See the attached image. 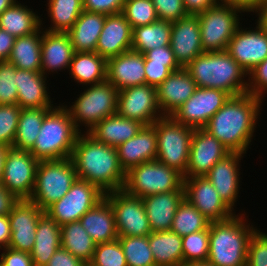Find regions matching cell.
<instances>
[{"instance_id": "74e56055", "label": "cell", "mask_w": 267, "mask_h": 266, "mask_svg": "<svg viewBox=\"0 0 267 266\" xmlns=\"http://www.w3.org/2000/svg\"><path fill=\"white\" fill-rule=\"evenodd\" d=\"M61 247L88 265L93 258L96 243L80 221H74L61 225Z\"/></svg>"}, {"instance_id": "e0dca14e", "label": "cell", "mask_w": 267, "mask_h": 266, "mask_svg": "<svg viewBox=\"0 0 267 266\" xmlns=\"http://www.w3.org/2000/svg\"><path fill=\"white\" fill-rule=\"evenodd\" d=\"M44 212L29 199L18 200L8 214L11 230L8 247L30 253L35 243L38 220Z\"/></svg>"}, {"instance_id": "8992f818", "label": "cell", "mask_w": 267, "mask_h": 266, "mask_svg": "<svg viewBox=\"0 0 267 266\" xmlns=\"http://www.w3.org/2000/svg\"><path fill=\"white\" fill-rule=\"evenodd\" d=\"M78 179L70 158L39 161L35 186L29 200L42 210L60 200Z\"/></svg>"}, {"instance_id": "91938a15", "label": "cell", "mask_w": 267, "mask_h": 266, "mask_svg": "<svg viewBox=\"0 0 267 266\" xmlns=\"http://www.w3.org/2000/svg\"><path fill=\"white\" fill-rule=\"evenodd\" d=\"M18 199L0 183V215H8Z\"/></svg>"}, {"instance_id": "ba28073f", "label": "cell", "mask_w": 267, "mask_h": 266, "mask_svg": "<svg viewBox=\"0 0 267 266\" xmlns=\"http://www.w3.org/2000/svg\"><path fill=\"white\" fill-rule=\"evenodd\" d=\"M183 175L154 160L132 167L126 173L124 190L136 197L166 193L183 188Z\"/></svg>"}, {"instance_id": "d4e9b609", "label": "cell", "mask_w": 267, "mask_h": 266, "mask_svg": "<svg viewBox=\"0 0 267 266\" xmlns=\"http://www.w3.org/2000/svg\"><path fill=\"white\" fill-rule=\"evenodd\" d=\"M117 148L121 167L127 173L132 167L154 161L157 156V134L153 125L143 126L131 139Z\"/></svg>"}, {"instance_id": "603a6c76", "label": "cell", "mask_w": 267, "mask_h": 266, "mask_svg": "<svg viewBox=\"0 0 267 266\" xmlns=\"http://www.w3.org/2000/svg\"><path fill=\"white\" fill-rule=\"evenodd\" d=\"M132 32V26L121 12L106 15L95 52L107 60L131 50Z\"/></svg>"}, {"instance_id": "e575fe53", "label": "cell", "mask_w": 267, "mask_h": 266, "mask_svg": "<svg viewBox=\"0 0 267 266\" xmlns=\"http://www.w3.org/2000/svg\"><path fill=\"white\" fill-rule=\"evenodd\" d=\"M43 30L41 27L34 33L26 36L16 37L9 63L17 69L41 72V44Z\"/></svg>"}, {"instance_id": "ab89813d", "label": "cell", "mask_w": 267, "mask_h": 266, "mask_svg": "<svg viewBox=\"0 0 267 266\" xmlns=\"http://www.w3.org/2000/svg\"><path fill=\"white\" fill-rule=\"evenodd\" d=\"M48 14L52 26L49 32H67L84 10L83 0H48Z\"/></svg>"}, {"instance_id": "2e32d148", "label": "cell", "mask_w": 267, "mask_h": 266, "mask_svg": "<svg viewBox=\"0 0 267 266\" xmlns=\"http://www.w3.org/2000/svg\"><path fill=\"white\" fill-rule=\"evenodd\" d=\"M183 179L184 197L208 220L225 221L235 215L205 176Z\"/></svg>"}, {"instance_id": "816d5d0a", "label": "cell", "mask_w": 267, "mask_h": 266, "mask_svg": "<svg viewBox=\"0 0 267 266\" xmlns=\"http://www.w3.org/2000/svg\"><path fill=\"white\" fill-rule=\"evenodd\" d=\"M144 60H151V63L166 64L173 72L182 68L176 61L170 45L156 47L145 52Z\"/></svg>"}, {"instance_id": "8fae6325", "label": "cell", "mask_w": 267, "mask_h": 266, "mask_svg": "<svg viewBox=\"0 0 267 266\" xmlns=\"http://www.w3.org/2000/svg\"><path fill=\"white\" fill-rule=\"evenodd\" d=\"M104 196L105 193L95 185L77 179L70 190L60 200L50 205L45 212L61 226L79 221L86 212L104 199Z\"/></svg>"}, {"instance_id": "ffe728a7", "label": "cell", "mask_w": 267, "mask_h": 266, "mask_svg": "<svg viewBox=\"0 0 267 266\" xmlns=\"http://www.w3.org/2000/svg\"><path fill=\"white\" fill-rule=\"evenodd\" d=\"M170 46L182 68L204 52L197 15L188 14L172 22Z\"/></svg>"}, {"instance_id": "44dd1931", "label": "cell", "mask_w": 267, "mask_h": 266, "mask_svg": "<svg viewBox=\"0 0 267 266\" xmlns=\"http://www.w3.org/2000/svg\"><path fill=\"white\" fill-rule=\"evenodd\" d=\"M106 80L118 91L146 84L144 54L129 50L107 59Z\"/></svg>"}, {"instance_id": "680465c9", "label": "cell", "mask_w": 267, "mask_h": 266, "mask_svg": "<svg viewBox=\"0 0 267 266\" xmlns=\"http://www.w3.org/2000/svg\"><path fill=\"white\" fill-rule=\"evenodd\" d=\"M15 38L7 31L0 29V62L9 60Z\"/></svg>"}, {"instance_id": "cb8c5ba5", "label": "cell", "mask_w": 267, "mask_h": 266, "mask_svg": "<svg viewBox=\"0 0 267 266\" xmlns=\"http://www.w3.org/2000/svg\"><path fill=\"white\" fill-rule=\"evenodd\" d=\"M197 88V84L184 68L172 72L156 87L157 101L162 115L171 116L195 93Z\"/></svg>"}, {"instance_id": "1f68e13d", "label": "cell", "mask_w": 267, "mask_h": 266, "mask_svg": "<svg viewBox=\"0 0 267 266\" xmlns=\"http://www.w3.org/2000/svg\"><path fill=\"white\" fill-rule=\"evenodd\" d=\"M61 247V226L44 212L36 228L35 243L30 252L34 266H45Z\"/></svg>"}, {"instance_id": "9f6ffc18", "label": "cell", "mask_w": 267, "mask_h": 266, "mask_svg": "<svg viewBox=\"0 0 267 266\" xmlns=\"http://www.w3.org/2000/svg\"><path fill=\"white\" fill-rule=\"evenodd\" d=\"M45 266H88L81 259L76 258L72 253L60 247L51 256Z\"/></svg>"}, {"instance_id": "4dcf8cb0", "label": "cell", "mask_w": 267, "mask_h": 266, "mask_svg": "<svg viewBox=\"0 0 267 266\" xmlns=\"http://www.w3.org/2000/svg\"><path fill=\"white\" fill-rule=\"evenodd\" d=\"M106 15L83 10L67 31L75 52H95Z\"/></svg>"}, {"instance_id": "c3c4849f", "label": "cell", "mask_w": 267, "mask_h": 266, "mask_svg": "<svg viewBox=\"0 0 267 266\" xmlns=\"http://www.w3.org/2000/svg\"><path fill=\"white\" fill-rule=\"evenodd\" d=\"M246 266H267V234L260 230L256 229L250 238Z\"/></svg>"}, {"instance_id": "b9f144b4", "label": "cell", "mask_w": 267, "mask_h": 266, "mask_svg": "<svg viewBox=\"0 0 267 266\" xmlns=\"http://www.w3.org/2000/svg\"><path fill=\"white\" fill-rule=\"evenodd\" d=\"M127 266H156L148 236H119Z\"/></svg>"}, {"instance_id": "6f0895ef", "label": "cell", "mask_w": 267, "mask_h": 266, "mask_svg": "<svg viewBox=\"0 0 267 266\" xmlns=\"http://www.w3.org/2000/svg\"><path fill=\"white\" fill-rule=\"evenodd\" d=\"M217 0H183L185 10L188 14L197 15L217 4Z\"/></svg>"}, {"instance_id": "52a82bcc", "label": "cell", "mask_w": 267, "mask_h": 266, "mask_svg": "<svg viewBox=\"0 0 267 266\" xmlns=\"http://www.w3.org/2000/svg\"><path fill=\"white\" fill-rule=\"evenodd\" d=\"M152 125L157 134L156 160L184 176L194 128L176 122L171 116H163Z\"/></svg>"}, {"instance_id": "484cf974", "label": "cell", "mask_w": 267, "mask_h": 266, "mask_svg": "<svg viewBox=\"0 0 267 266\" xmlns=\"http://www.w3.org/2000/svg\"><path fill=\"white\" fill-rule=\"evenodd\" d=\"M44 32V33H43ZM42 32L41 72L69 69L75 53L67 32Z\"/></svg>"}, {"instance_id": "d590c367", "label": "cell", "mask_w": 267, "mask_h": 266, "mask_svg": "<svg viewBox=\"0 0 267 266\" xmlns=\"http://www.w3.org/2000/svg\"><path fill=\"white\" fill-rule=\"evenodd\" d=\"M42 20L32 9L15 2L0 14V29L14 37L30 35L42 27Z\"/></svg>"}, {"instance_id": "f907efd6", "label": "cell", "mask_w": 267, "mask_h": 266, "mask_svg": "<svg viewBox=\"0 0 267 266\" xmlns=\"http://www.w3.org/2000/svg\"><path fill=\"white\" fill-rule=\"evenodd\" d=\"M247 93L263 99L267 92V58L248 73ZM263 94V95H262Z\"/></svg>"}, {"instance_id": "4fadbf2b", "label": "cell", "mask_w": 267, "mask_h": 266, "mask_svg": "<svg viewBox=\"0 0 267 266\" xmlns=\"http://www.w3.org/2000/svg\"><path fill=\"white\" fill-rule=\"evenodd\" d=\"M38 163L29 151L9 147L0 183L18 200L30 199L35 186Z\"/></svg>"}, {"instance_id": "94428289", "label": "cell", "mask_w": 267, "mask_h": 266, "mask_svg": "<svg viewBox=\"0 0 267 266\" xmlns=\"http://www.w3.org/2000/svg\"><path fill=\"white\" fill-rule=\"evenodd\" d=\"M262 1L263 0H217L219 4L236 6L241 8L244 12H253Z\"/></svg>"}, {"instance_id": "bcb514c9", "label": "cell", "mask_w": 267, "mask_h": 266, "mask_svg": "<svg viewBox=\"0 0 267 266\" xmlns=\"http://www.w3.org/2000/svg\"><path fill=\"white\" fill-rule=\"evenodd\" d=\"M21 108L17 105H0V144L12 147L18 128Z\"/></svg>"}, {"instance_id": "db71d44e", "label": "cell", "mask_w": 267, "mask_h": 266, "mask_svg": "<svg viewBox=\"0 0 267 266\" xmlns=\"http://www.w3.org/2000/svg\"><path fill=\"white\" fill-rule=\"evenodd\" d=\"M146 84L158 87L173 71L166 64L144 60Z\"/></svg>"}, {"instance_id": "60d3db41", "label": "cell", "mask_w": 267, "mask_h": 266, "mask_svg": "<svg viewBox=\"0 0 267 266\" xmlns=\"http://www.w3.org/2000/svg\"><path fill=\"white\" fill-rule=\"evenodd\" d=\"M210 223L211 221L184 197L178 205L170 230L184 237L207 229Z\"/></svg>"}, {"instance_id": "f6af8a7d", "label": "cell", "mask_w": 267, "mask_h": 266, "mask_svg": "<svg viewBox=\"0 0 267 266\" xmlns=\"http://www.w3.org/2000/svg\"><path fill=\"white\" fill-rule=\"evenodd\" d=\"M88 266H127L119 240L96 244L93 258Z\"/></svg>"}, {"instance_id": "d6986e66", "label": "cell", "mask_w": 267, "mask_h": 266, "mask_svg": "<svg viewBox=\"0 0 267 266\" xmlns=\"http://www.w3.org/2000/svg\"><path fill=\"white\" fill-rule=\"evenodd\" d=\"M230 151L206 130L194 129L187 171L183 178L203 177Z\"/></svg>"}, {"instance_id": "8d00e7d4", "label": "cell", "mask_w": 267, "mask_h": 266, "mask_svg": "<svg viewBox=\"0 0 267 266\" xmlns=\"http://www.w3.org/2000/svg\"><path fill=\"white\" fill-rule=\"evenodd\" d=\"M172 22L157 20L145 26L134 27L132 32L131 50L145 52L170 45Z\"/></svg>"}, {"instance_id": "f35d334b", "label": "cell", "mask_w": 267, "mask_h": 266, "mask_svg": "<svg viewBox=\"0 0 267 266\" xmlns=\"http://www.w3.org/2000/svg\"><path fill=\"white\" fill-rule=\"evenodd\" d=\"M51 108H26L21 109L17 133L12 147L30 151L39 135L45 114Z\"/></svg>"}, {"instance_id": "d6a6232c", "label": "cell", "mask_w": 267, "mask_h": 266, "mask_svg": "<svg viewBox=\"0 0 267 266\" xmlns=\"http://www.w3.org/2000/svg\"><path fill=\"white\" fill-rule=\"evenodd\" d=\"M150 250L156 266H182V237L166 230L151 232L148 235Z\"/></svg>"}, {"instance_id": "f5cc1de1", "label": "cell", "mask_w": 267, "mask_h": 266, "mask_svg": "<svg viewBox=\"0 0 267 266\" xmlns=\"http://www.w3.org/2000/svg\"><path fill=\"white\" fill-rule=\"evenodd\" d=\"M124 2L125 0H83V8L104 15L117 14L122 11Z\"/></svg>"}, {"instance_id": "f1b7e54d", "label": "cell", "mask_w": 267, "mask_h": 266, "mask_svg": "<svg viewBox=\"0 0 267 266\" xmlns=\"http://www.w3.org/2000/svg\"><path fill=\"white\" fill-rule=\"evenodd\" d=\"M81 225L96 244L118 239L111 204L104 198L80 219Z\"/></svg>"}, {"instance_id": "5bb4252c", "label": "cell", "mask_w": 267, "mask_h": 266, "mask_svg": "<svg viewBox=\"0 0 267 266\" xmlns=\"http://www.w3.org/2000/svg\"><path fill=\"white\" fill-rule=\"evenodd\" d=\"M230 97L229 93L220 89L198 87L171 117L188 127L202 129Z\"/></svg>"}, {"instance_id": "03108f58", "label": "cell", "mask_w": 267, "mask_h": 266, "mask_svg": "<svg viewBox=\"0 0 267 266\" xmlns=\"http://www.w3.org/2000/svg\"><path fill=\"white\" fill-rule=\"evenodd\" d=\"M17 0H0V14L7 9L8 7L12 6Z\"/></svg>"}, {"instance_id": "e7e4bbea", "label": "cell", "mask_w": 267, "mask_h": 266, "mask_svg": "<svg viewBox=\"0 0 267 266\" xmlns=\"http://www.w3.org/2000/svg\"><path fill=\"white\" fill-rule=\"evenodd\" d=\"M8 148H9L8 146L0 144V182L3 176L4 160H5V156L8 151Z\"/></svg>"}, {"instance_id": "3957f363", "label": "cell", "mask_w": 267, "mask_h": 266, "mask_svg": "<svg viewBox=\"0 0 267 266\" xmlns=\"http://www.w3.org/2000/svg\"><path fill=\"white\" fill-rule=\"evenodd\" d=\"M184 69L199 88L220 89L231 96L247 93V72L227 51L203 52Z\"/></svg>"}, {"instance_id": "836d02e7", "label": "cell", "mask_w": 267, "mask_h": 266, "mask_svg": "<svg viewBox=\"0 0 267 266\" xmlns=\"http://www.w3.org/2000/svg\"><path fill=\"white\" fill-rule=\"evenodd\" d=\"M107 60L96 52H75L69 73L83 85H93L106 81Z\"/></svg>"}, {"instance_id": "5b68a950", "label": "cell", "mask_w": 267, "mask_h": 266, "mask_svg": "<svg viewBox=\"0 0 267 266\" xmlns=\"http://www.w3.org/2000/svg\"><path fill=\"white\" fill-rule=\"evenodd\" d=\"M80 133L66 105L53 107L45 114L39 135L29 152L38 161L70 158Z\"/></svg>"}, {"instance_id": "6da1fadb", "label": "cell", "mask_w": 267, "mask_h": 266, "mask_svg": "<svg viewBox=\"0 0 267 266\" xmlns=\"http://www.w3.org/2000/svg\"><path fill=\"white\" fill-rule=\"evenodd\" d=\"M84 133L78 135L70 157L78 179L90 182L105 194L122 190L126 172L120 165L117 148Z\"/></svg>"}, {"instance_id": "ac0fdd59", "label": "cell", "mask_w": 267, "mask_h": 266, "mask_svg": "<svg viewBox=\"0 0 267 266\" xmlns=\"http://www.w3.org/2000/svg\"><path fill=\"white\" fill-rule=\"evenodd\" d=\"M226 51L248 74L267 58V32L258 23L255 30L238 27Z\"/></svg>"}, {"instance_id": "7402d4cb", "label": "cell", "mask_w": 267, "mask_h": 266, "mask_svg": "<svg viewBox=\"0 0 267 266\" xmlns=\"http://www.w3.org/2000/svg\"><path fill=\"white\" fill-rule=\"evenodd\" d=\"M242 155L240 152H229L205 175L232 211L239 194V162Z\"/></svg>"}, {"instance_id": "ee69618b", "label": "cell", "mask_w": 267, "mask_h": 266, "mask_svg": "<svg viewBox=\"0 0 267 266\" xmlns=\"http://www.w3.org/2000/svg\"><path fill=\"white\" fill-rule=\"evenodd\" d=\"M183 264L207 261L209 253V227L182 237Z\"/></svg>"}, {"instance_id": "7a4b0ae2", "label": "cell", "mask_w": 267, "mask_h": 266, "mask_svg": "<svg viewBox=\"0 0 267 266\" xmlns=\"http://www.w3.org/2000/svg\"><path fill=\"white\" fill-rule=\"evenodd\" d=\"M262 101L250 93L231 96L203 129L230 152L244 154L255 132Z\"/></svg>"}, {"instance_id": "11a10c76", "label": "cell", "mask_w": 267, "mask_h": 266, "mask_svg": "<svg viewBox=\"0 0 267 266\" xmlns=\"http://www.w3.org/2000/svg\"><path fill=\"white\" fill-rule=\"evenodd\" d=\"M3 250L4 252L0 255L1 266H34L29 252L17 251L9 247Z\"/></svg>"}, {"instance_id": "9c48e42d", "label": "cell", "mask_w": 267, "mask_h": 266, "mask_svg": "<svg viewBox=\"0 0 267 266\" xmlns=\"http://www.w3.org/2000/svg\"><path fill=\"white\" fill-rule=\"evenodd\" d=\"M118 92L107 80L85 89L71 107L66 106L75 127L81 132L80 124H85L88 132L103 119L117 113Z\"/></svg>"}, {"instance_id": "7bdbcfd3", "label": "cell", "mask_w": 267, "mask_h": 266, "mask_svg": "<svg viewBox=\"0 0 267 266\" xmlns=\"http://www.w3.org/2000/svg\"><path fill=\"white\" fill-rule=\"evenodd\" d=\"M121 13L132 28L145 26L158 20L152 0H125Z\"/></svg>"}, {"instance_id": "277c9868", "label": "cell", "mask_w": 267, "mask_h": 266, "mask_svg": "<svg viewBox=\"0 0 267 266\" xmlns=\"http://www.w3.org/2000/svg\"><path fill=\"white\" fill-rule=\"evenodd\" d=\"M242 217L210 223L207 261L214 266H246L249 241L256 229L245 225Z\"/></svg>"}, {"instance_id": "83f0119b", "label": "cell", "mask_w": 267, "mask_h": 266, "mask_svg": "<svg viewBox=\"0 0 267 266\" xmlns=\"http://www.w3.org/2000/svg\"><path fill=\"white\" fill-rule=\"evenodd\" d=\"M46 80V75L42 72L17 69V105L21 109L53 108L46 90Z\"/></svg>"}, {"instance_id": "4316f807", "label": "cell", "mask_w": 267, "mask_h": 266, "mask_svg": "<svg viewBox=\"0 0 267 266\" xmlns=\"http://www.w3.org/2000/svg\"><path fill=\"white\" fill-rule=\"evenodd\" d=\"M183 198L184 187L142 198L152 232L171 229L176 210Z\"/></svg>"}, {"instance_id": "30bf717a", "label": "cell", "mask_w": 267, "mask_h": 266, "mask_svg": "<svg viewBox=\"0 0 267 266\" xmlns=\"http://www.w3.org/2000/svg\"><path fill=\"white\" fill-rule=\"evenodd\" d=\"M241 8L217 3L197 14L199 18L202 49L204 52L226 51L230 39L239 27Z\"/></svg>"}, {"instance_id": "003e7915", "label": "cell", "mask_w": 267, "mask_h": 266, "mask_svg": "<svg viewBox=\"0 0 267 266\" xmlns=\"http://www.w3.org/2000/svg\"><path fill=\"white\" fill-rule=\"evenodd\" d=\"M182 266H214L208 261H197V262H188L183 264Z\"/></svg>"}, {"instance_id": "9a60e30c", "label": "cell", "mask_w": 267, "mask_h": 266, "mask_svg": "<svg viewBox=\"0 0 267 266\" xmlns=\"http://www.w3.org/2000/svg\"><path fill=\"white\" fill-rule=\"evenodd\" d=\"M117 113L144 126L152 125L163 117L157 101L156 87L143 84L119 90Z\"/></svg>"}, {"instance_id": "be15d7a7", "label": "cell", "mask_w": 267, "mask_h": 266, "mask_svg": "<svg viewBox=\"0 0 267 266\" xmlns=\"http://www.w3.org/2000/svg\"><path fill=\"white\" fill-rule=\"evenodd\" d=\"M253 12L259 16L257 23L267 32V0H263Z\"/></svg>"}, {"instance_id": "f546056e", "label": "cell", "mask_w": 267, "mask_h": 266, "mask_svg": "<svg viewBox=\"0 0 267 266\" xmlns=\"http://www.w3.org/2000/svg\"><path fill=\"white\" fill-rule=\"evenodd\" d=\"M144 125L115 113L97 123L88 133L97 141L118 147L133 138Z\"/></svg>"}, {"instance_id": "681fc988", "label": "cell", "mask_w": 267, "mask_h": 266, "mask_svg": "<svg viewBox=\"0 0 267 266\" xmlns=\"http://www.w3.org/2000/svg\"><path fill=\"white\" fill-rule=\"evenodd\" d=\"M159 20L174 22L188 15L183 0H152Z\"/></svg>"}, {"instance_id": "7dc6e473", "label": "cell", "mask_w": 267, "mask_h": 266, "mask_svg": "<svg viewBox=\"0 0 267 266\" xmlns=\"http://www.w3.org/2000/svg\"><path fill=\"white\" fill-rule=\"evenodd\" d=\"M17 68L8 61L0 62V105L17 104Z\"/></svg>"}, {"instance_id": "6125c7cd", "label": "cell", "mask_w": 267, "mask_h": 266, "mask_svg": "<svg viewBox=\"0 0 267 266\" xmlns=\"http://www.w3.org/2000/svg\"><path fill=\"white\" fill-rule=\"evenodd\" d=\"M11 230L8 215H0V249L7 248L10 243Z\"/></svg>"}, {"instance_id": "7c38bea8", "label": "cell", "mask_w": 267, "mask_h": 266, "mask_svg": "<svg viewBox=\"0 0 267 266\" xmlns=\"http://www.w3.org/2000/svg\"><path fill=\"white\" fill-rule=\"evenodd\" d=\"M104 198L113 209L118 236H148L152 232L142 198L124 189L106 193Z\"/></svg>"}]
</instances>
